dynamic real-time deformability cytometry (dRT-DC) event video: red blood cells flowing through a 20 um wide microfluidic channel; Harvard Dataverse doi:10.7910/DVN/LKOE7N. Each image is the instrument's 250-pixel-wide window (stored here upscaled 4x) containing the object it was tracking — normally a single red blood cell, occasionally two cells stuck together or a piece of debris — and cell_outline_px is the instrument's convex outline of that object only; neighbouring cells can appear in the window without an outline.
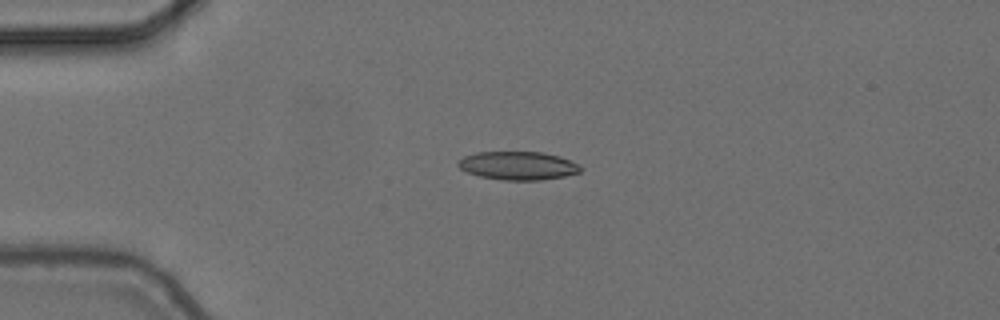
{"species": "common noctule bat (a hibernating species)", "species_latin": "Nyctalus noctula", "temperature_condition": "cold", "stored_images_in_passage": 2, "camera_frame_rate_fps": 3000, "um_per_image_px": 0.085, "animal": {"sex": "female", "body_mass_g": 24.6, "forearm_length_mm": 56.2}, "frame": {"image": 1, "passage_image": 1, "time_ms": 0.0, "image_size_px": [1000, 320], "cell_outline_px": [[584, 168], [580, 172], [564, 176], [540, 180], [504, 180], [480, 176], [468, 172], [460, 168], [456, 164], [456, 160], [464, 156], [476, 152], [544, 152], [560, 156], [580, 164]], "centroid_in_image_um": [44.05, 14.07], "position_along_channel_um": 41.0, "area_um2": 20.4}}